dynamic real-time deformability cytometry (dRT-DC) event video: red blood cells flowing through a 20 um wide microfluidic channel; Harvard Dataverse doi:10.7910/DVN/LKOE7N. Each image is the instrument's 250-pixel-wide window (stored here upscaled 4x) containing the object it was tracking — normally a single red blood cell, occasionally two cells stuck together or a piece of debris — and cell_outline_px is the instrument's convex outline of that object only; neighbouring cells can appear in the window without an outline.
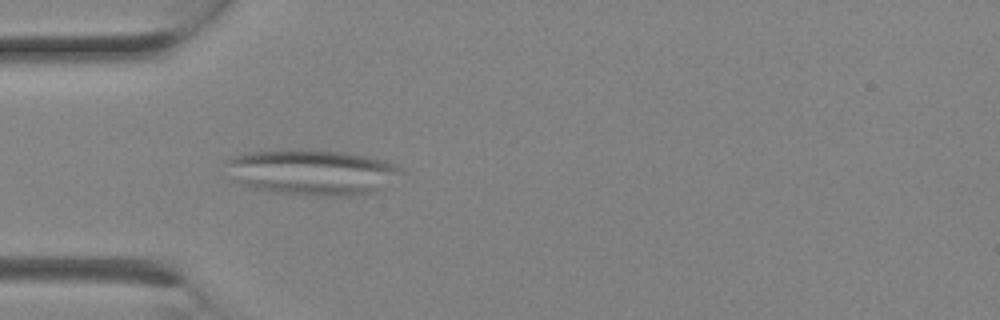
{"species": "Egyptian fruit bat (a non-hibernating species)", "species_latin": "Rousettus aegyptiacus", "temperature_condition": "room temperature", "stored_images_in_passage": 3, "camera_frame_rate_fps": 3000, "um_per_image_px": 0.085, "animal": {"sex": "female"}, "frame": {"image": 1, "passage_image": 3, "time_ms": 0.667, "image_size_px": [1000, 320], "cell_outline_px": [[404, 172], [384, 188], [376, 192], [364, 196], [316, 196], [272, 192], [252, 188], [232, 180], [224, 164], [224, 160], [232, 156], [248, 152], [348, 152], [388, 160], [396, 164]], "centroid_in_image_um": [26.58, 14.69], "position_along_channel_um": 58.4, "area_um2": 46.53}}